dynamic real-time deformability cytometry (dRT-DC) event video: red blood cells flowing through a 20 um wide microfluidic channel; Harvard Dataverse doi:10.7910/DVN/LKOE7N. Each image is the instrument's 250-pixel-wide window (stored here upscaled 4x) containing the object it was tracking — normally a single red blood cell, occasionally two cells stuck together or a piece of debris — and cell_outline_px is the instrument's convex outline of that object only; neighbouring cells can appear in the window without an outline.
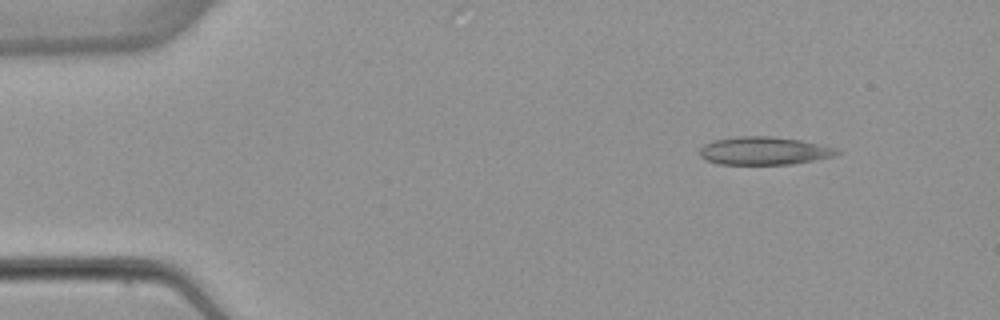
{"species": "common noctule bat (a hibernating species)", "species_latin": "Nyctalus noctula", "temperature_condition": "warm", "stored_images_in_passage": 6, "camera_frame_rate_fps": 3000, "um_per_image_px": 0.085, "animal": {"sex": "female", "body_mass_g": 22.7, "forearm_length_mm": 54.2}, "frame": {"image": 1, "passage_image": 6, "time_ms": 6.0, "image_size_px": [1000, 320], "cell_outline_px": [[840, 152], [836, 156], [792, 164], [720, 164], [708, 160], [700, 156], [700, 148], [704, 144], [712, 140], [736, 136], [772, 136], [800, 140], [820, 144], [836, 148]], "centroid_in_image_um": [64.95, 12.81], "position_along_channel_um": 20.1, "area_um2": 22.43}}